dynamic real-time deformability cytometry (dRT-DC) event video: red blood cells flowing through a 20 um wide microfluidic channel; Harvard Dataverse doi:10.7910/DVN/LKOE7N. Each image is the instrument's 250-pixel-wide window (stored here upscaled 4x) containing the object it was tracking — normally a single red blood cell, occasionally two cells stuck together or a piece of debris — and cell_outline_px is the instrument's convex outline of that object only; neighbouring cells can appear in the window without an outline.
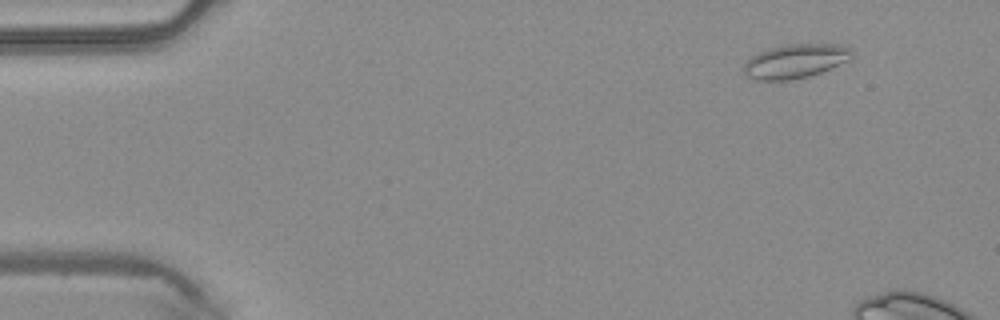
{"species": "common noctule bat (a hibernating species)", "species_latin": "Nyctalus noctula", "temperature_condition": "warm", "stored_images_in_passage": 11, "camera_frame_rate_fps": 3000, "um_per_image_px": 0.085, "animal": {"sex": "male", "body_mass_g": 20.4}, "frame": {"image": 1, "passage_image": 5, "time_ms": 1.333, "image_size_px": [1000, 320], "cell_outline_px": [[852, 56], [848, 60], [820, 72], [808, 76], [788, 80], [752, 80], [744, 72], [744, 60], [760, 52], [784, 44], [844, 44], [852, 48]], "centroid_in_image_um": [67.6, 5.18], "position_along_channel_um": 17.4, "area_um2": 21.39}}